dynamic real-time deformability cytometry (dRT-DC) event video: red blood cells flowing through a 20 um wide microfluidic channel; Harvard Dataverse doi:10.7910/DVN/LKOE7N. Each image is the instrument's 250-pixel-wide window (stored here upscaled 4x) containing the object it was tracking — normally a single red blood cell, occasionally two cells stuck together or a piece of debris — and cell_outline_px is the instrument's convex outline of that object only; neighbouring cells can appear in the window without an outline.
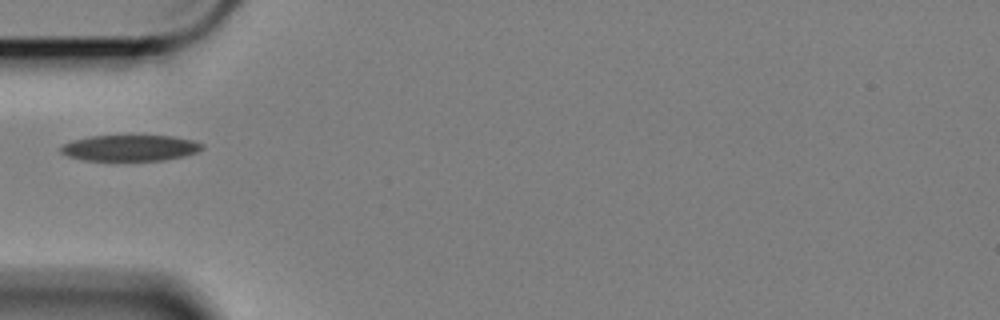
{"species": "Egyptian fruit bat (a non-hibernating species)", "species_latin": "Rousettus aegyptiacus", "temperature_condition": "cold", "stored_images_in_passage": 14, "camera_frame_rate_fps": 3000, "um_per_image_px": 0.085, "animal": {"sex": "female"}, "frame": {"image": 1, "passage_image": 1, "time_ms": 0.0, "image_size_px": [1000, 320], "cell_outline_px": [[204, 148], [196, 152], [180, 156], [160, 160], [84, 160], [68, 156], [60, 152], [60, 148], [64, 144], [72, 140], [88, 136], [132, 132], [172, 136], [192, 140], [204, 144]], "centroid_in_image_um": [11.03, 12.51], "position_along_channel_um": 74.0, "area_um2": 22.37}}